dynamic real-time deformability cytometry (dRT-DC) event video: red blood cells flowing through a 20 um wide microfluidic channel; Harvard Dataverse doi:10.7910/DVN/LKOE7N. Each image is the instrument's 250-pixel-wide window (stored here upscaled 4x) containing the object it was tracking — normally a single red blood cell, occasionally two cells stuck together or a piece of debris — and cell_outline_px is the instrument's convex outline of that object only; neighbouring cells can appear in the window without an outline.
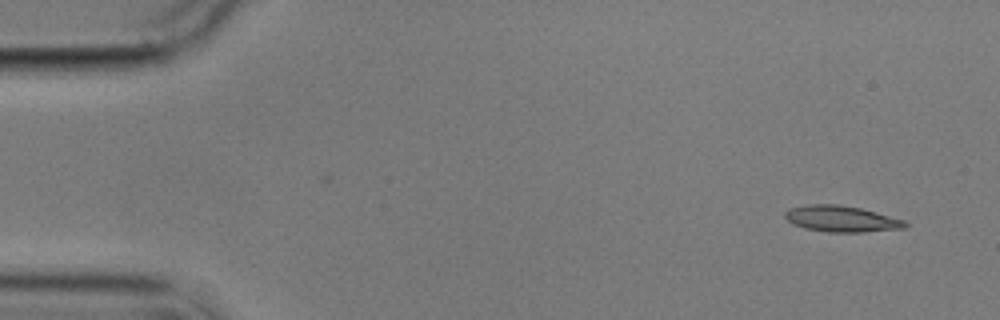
{"species": "common noctule bat (a hibernating species)", "species_latin": "Nyctalus noctula", "temperature_condition": "cold", "stored_images_in_passage": 2, "camera_frame_rate_fps": 3000, "um_per_image_px": 0.085, "animal": {"sex": "male", "body_mass_g": 17.9}, "frame": {"image": 1, "passage_image": 2, "time_ms": 2.0, "image_size_px": [1000, 320], "cell_outline_px": [[908, 224], [904, 228], [864, 232], [828, 232], [804, 228], [792, 224], [784, 216], [784, 212], [788, 208], [808, 204], [840, 204], [860, 208], [876, 212], [904, 220]], "centroid_in_image_um": [71.48, 18.59], "position_along_channel_um": 13.5, "area_um2": 18.38}}